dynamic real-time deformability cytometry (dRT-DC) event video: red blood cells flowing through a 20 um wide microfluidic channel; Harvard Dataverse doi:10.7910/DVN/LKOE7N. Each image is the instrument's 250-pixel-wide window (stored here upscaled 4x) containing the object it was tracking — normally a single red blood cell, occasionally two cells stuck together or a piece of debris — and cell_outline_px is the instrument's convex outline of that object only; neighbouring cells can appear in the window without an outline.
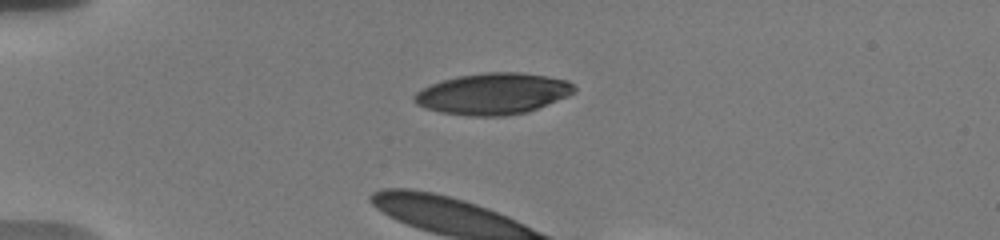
{"species": "human", "species_latin": "Homo sapiens", "temperature_condition": "warm", "stored_images_in_passage": 33, "camera_frame_rate_fps": 3000, "um_per_image_px": 0.085, "donor": {"sex": "male"}, "frame": {"image": 1, "passage_image": 1, "time_ms": 0.0, "image_size_px": [1000, 240], "cell_outline_px": [[576, 92], [568, 96], [528, 112], [504, 116], [472, 116], [440, 112], [424, 108], [416, 104], [412, 100], [412, 96], [416, 92], [432, 84], [456, 76], [484, 72], [520, 72], [568, 80], [576, 88]], "centroid_in_image_um": [41.9, 7.97], "position_along_channel_um": 43.1, "area_um2": 38.55}}